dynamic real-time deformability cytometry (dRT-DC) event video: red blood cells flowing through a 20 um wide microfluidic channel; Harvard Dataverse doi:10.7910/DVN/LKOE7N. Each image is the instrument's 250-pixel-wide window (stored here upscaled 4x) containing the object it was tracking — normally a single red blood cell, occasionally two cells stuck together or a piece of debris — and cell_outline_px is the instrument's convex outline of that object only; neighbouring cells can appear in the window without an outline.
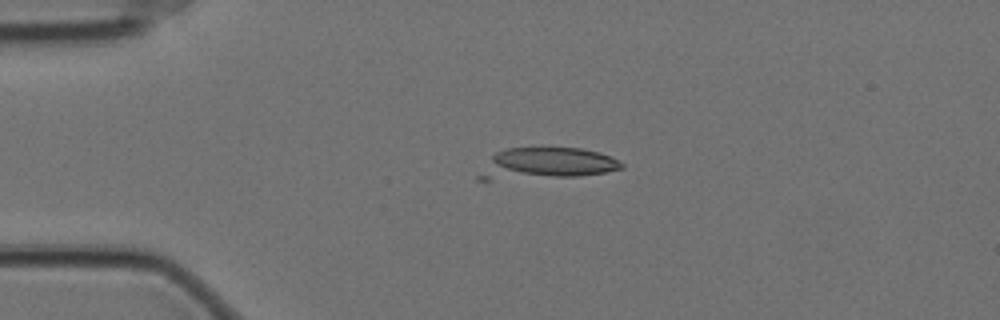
{"species": "Egyptian fruit bat (a non-hibernating species)", "species_latin": "Rousettus aegyptiacus", "temperature_condition": "cold", "stored_images_in_passage": 9, "camera_frame_rate_fps": 3000, "um_per_image_px": 0.085, "animal": {"sex": "female"}, "frame": {"image": 1, "passage_image": 1, "time_ms": 0.0, "image_size_px": [1000, 320], "cell_outline_px": [[624, 168], [604, 172], [580, 176], [492, 180], [476, 180], [476, 176], [492, 156], [496, 152], [508, 148], [580, 148], [600, 152], [612, 156], [620, 160], [624, 164]], "centroid_in_image_um": [46.46, 13.91], "position_along_channel_um": 38.5, "area_um2": 26.24}}
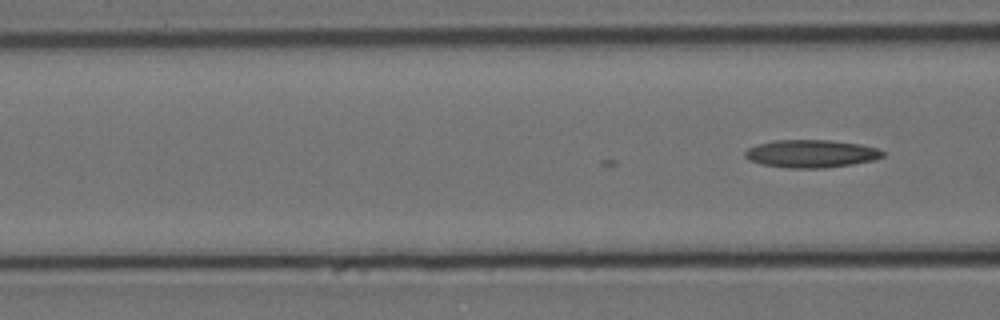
{"frame": {"image": 2, "passage_image": 9, "time_ms": 2.667, "image_size_px": [1000, 320], "cell_outline_px": [[884, 156], [876, 160], [852, 164], [824, 168], [788, 168], [760, 164], [748, 160], [744, 156], [744, 152], [748, 148], [756, 144], [776, 140], [828, 140], [860, 144], [880, 148], [884, 152]], "centroid_in_image_um": [68.95, 13.06], "position_along_channel_um": 97.6, "area_um2": 22.54}}